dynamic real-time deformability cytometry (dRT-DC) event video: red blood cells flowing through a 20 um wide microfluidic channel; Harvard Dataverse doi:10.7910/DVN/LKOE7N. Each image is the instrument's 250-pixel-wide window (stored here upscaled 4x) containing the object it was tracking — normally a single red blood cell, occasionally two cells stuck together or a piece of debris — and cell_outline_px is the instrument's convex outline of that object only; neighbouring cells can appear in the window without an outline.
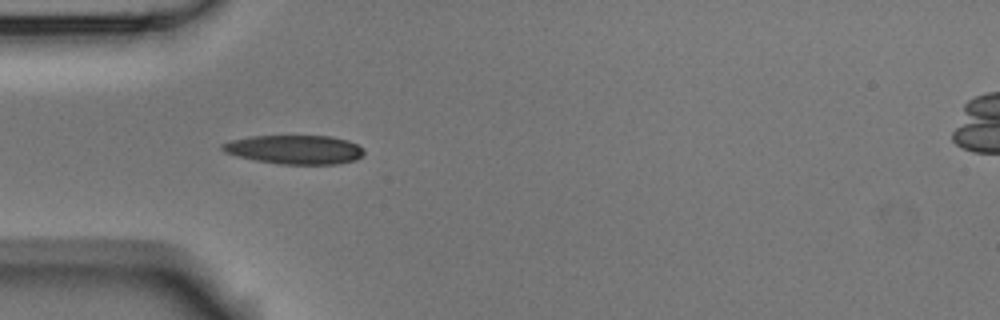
{"species": "Egyptian fruit bat (a non-hibernating species)", "species_latin": "Rousettus aegyptiacus", "temperature_condition": "room temperature", "stored_images_in_passage": 5, "camera_frame_rate_fps": 3000, "um_per_image_px": 0.085, "animal": {"sex": "male"}, "frame": {"image": 1, "passage_image": 5, "time_ms": 1.333, "image_size_px": [1000, 320], "cell_outline_px": [[364, 156], [356, 160], [336, 164], [280, 164], [256, 160], [236, 156], [224, 152], [220, 148], [220, 144], [232, 140], [252, 136], [328, 136], [348, 140], [364, 148]], "centroid_in_image_um": [25.06, 12.71], "position_along_channel_um": 59.9, "area_um2": 23.99}}